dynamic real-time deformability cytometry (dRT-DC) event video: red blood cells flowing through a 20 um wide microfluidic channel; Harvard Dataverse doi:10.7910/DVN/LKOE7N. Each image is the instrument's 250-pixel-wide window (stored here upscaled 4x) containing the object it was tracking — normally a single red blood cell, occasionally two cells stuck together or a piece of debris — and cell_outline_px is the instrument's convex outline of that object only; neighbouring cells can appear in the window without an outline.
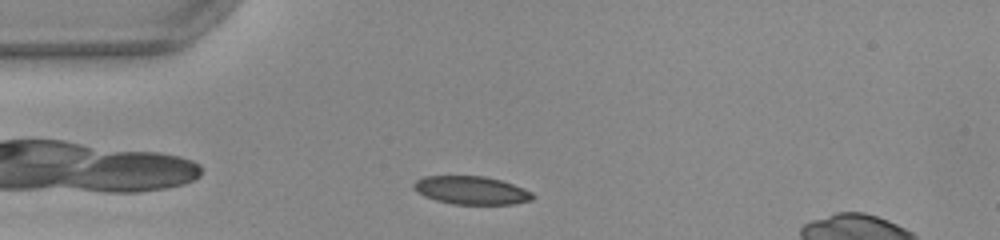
{"species": "common noctule bat (a hibernating species)", "species_latin": "Nyctalus noctula", "temperature_condition": "warm", "stored_images_in_passage": 31, "camera_frame_rate_fps": 3000, "um_per_image_px": 0.085, "animal": {"sex": "female", "body_mass_g": 22.0, "forearm_length_mm": 56.7}, "frame": {"image": 1, "passage_image": 4, "time_ms": 1.0, "image_size_px": [1000, 240], "cell_outline_px": [[536, 196], [532, 200], [512, 204], [452, 204], [436, 200], [424, 196], [416, 192], [412, 188], [412, 184], [416, 180], [424, 176], [484, 176], [500, 180], [524, 188], [532, 192]], "centroid_in_image_um": [40.04, 16.17], "position_along_channel_um": 45.0, "area_um2": 19.65}}
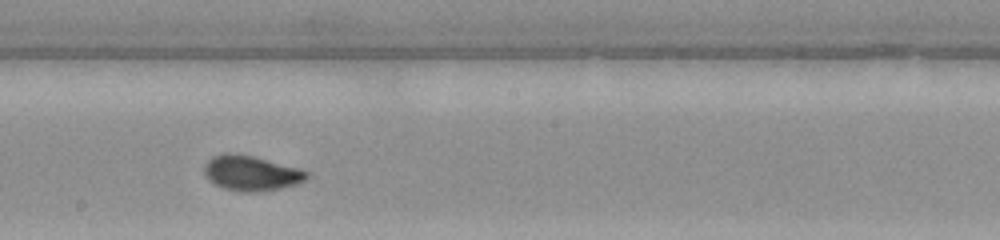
{"frame": {"image": 2, "passage_image": 19, "time_ms": 6.0, "image_size_px": [1000, 240], "cell_outline_px": [[308, 176], [304, 180], [296, 184], [280, 188], [256, 192], [240, 192], [224, 188], [208, 180], [204, 172], [204, 164], [212, 156], [224, 152], [236, 152], [300, 168], [308, 172]], "centroid_in_image_um": [21.31, 14.7], "position_along_channel_um": 226.9, "area_um2": 21.04}}
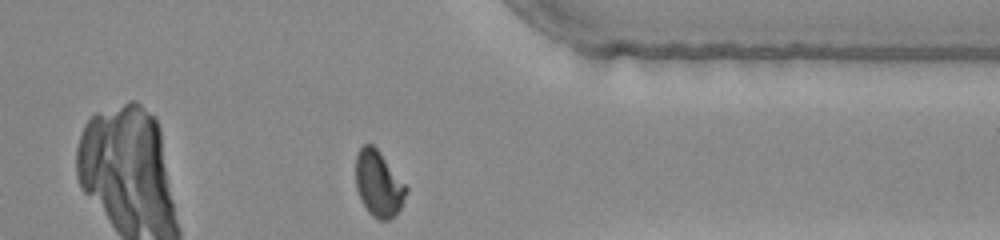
{"frame": {"image": 3, "passage_image": 31, "time_ms": 10.0, "image_size_px": [1000, 240], "cell_outline_px": [[408, 192], [396, 216], [388, 220], [380, 220], [372, 216], [368, 212], [360, 200], [356, 188], [356, 156], [360, 148], [364, 144], [372, 144], [380, 152], [408, 188]], "centroid_in_image_um": [32.18, 15.65], "position_along_channel_um": 379.2, "area_um2": 19.42}, "authors_computed_cell_mechanics": {"area_um2": 20.4034, "velocity_mm_per_s": 4.0056, "shape_relaxation_time_tau1_ms": 6.8292, "shape_relaxation_time_tau2_ms": null, "deformation_change_tau1": 0.2384, "deformation_change_tau2": null}}